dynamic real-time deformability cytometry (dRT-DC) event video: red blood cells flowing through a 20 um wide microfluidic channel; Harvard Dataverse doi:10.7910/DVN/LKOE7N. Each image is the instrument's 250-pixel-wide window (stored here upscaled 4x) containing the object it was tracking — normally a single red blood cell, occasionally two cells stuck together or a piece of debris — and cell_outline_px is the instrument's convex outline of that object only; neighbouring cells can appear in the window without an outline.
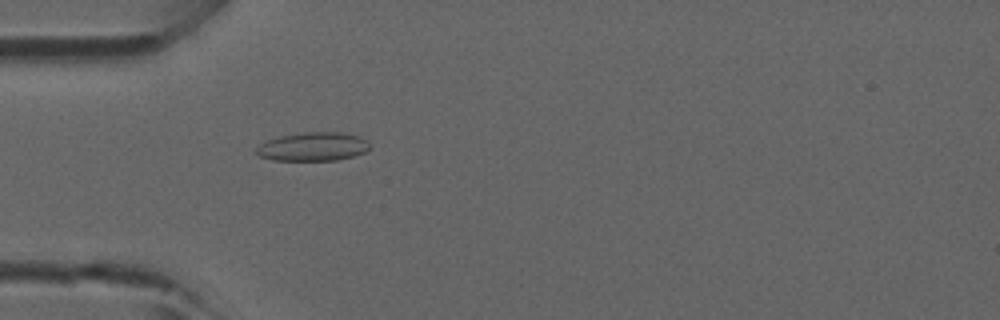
{"species": "common noctule bat (a hibernating species)", "species_latin": "Nyctalus noctula", "temperature_condition": "room temperature", "stored_images_in_passage": 2, "camera_frame_rate_fps": 3000, "um_per_image_px": 0.085, "animal": {"sex": "male", "forearm_length_mm": 52.5}, "frame": {"image": 1, "passage_image": 2, "time_ms": 0.333, "image_size_px": [1000, 320], "cell_outline_px": [[372, 148], [364, 152], [352, 156], [336, 160], [272, 160], [256, 156], [252, 152], [260, 144], [268, 140], [280, 136], [304, 132], [340, 132], [360, 136], [368, 140]], "centroid_in_image_um": [26.59, 12.46], "position_along_channel_um": 58.4, "area_um2": 19.19}}